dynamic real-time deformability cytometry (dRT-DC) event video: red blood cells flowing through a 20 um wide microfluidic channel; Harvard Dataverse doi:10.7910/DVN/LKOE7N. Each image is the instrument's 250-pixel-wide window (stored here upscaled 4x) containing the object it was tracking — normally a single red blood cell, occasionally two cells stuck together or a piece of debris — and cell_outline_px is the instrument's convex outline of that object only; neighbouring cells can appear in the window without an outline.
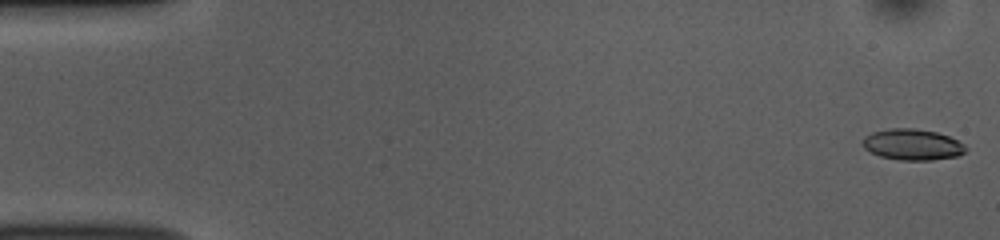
{"species": "common noctule bat (a hibernating species)", "species_latin": "Nyctalus noctula", "temperature_condition": "room temperature", "stored_images_in_passage": 53, "camera_frame_rate_fps": 3000, "um_per_image_px": 0.085, "animal": {"sex": "female", "body_mass_g": 10.0, "forearm_length_mm": 53.1}, "frame": {"image": 1, "passage_image": 1, "time_ms": 0.0, "image_size_px": [1000, 240], "cell_outline_px": [[968, 148], [964, 152], [956, 156], [932, 160], [900, 160], [880, 156], [864, 148], [860, 144], [860, 140], [864, 136], [872, 132], [888, 128], [912, 128], [936, 132], [948, 136], [964, 144]], "centroid_in_image_um": [77.51, 12.28], "position_along_channel_um": 7.5, "area_um2": 18.73}}
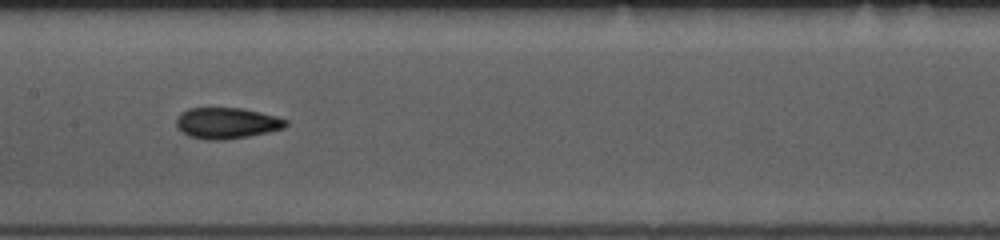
{"frame": {"image": 2, "passage_image": 26, "time_ms": 8.333, "image_size_px": [1000, 240], "cell_outline_px": [[288, 124], [284, 128], [268, 132], [248, 136], [224, 140], [208, 140], [188, 136], [176, 128], [176, 116], [180, 112], [188, 108], [244, 108], [276, 116], [288, 120]], "centroid_in_image_um": [19.24, 10.46], "position_along_channel_um": 188.2, "area_um2": 20.06}}
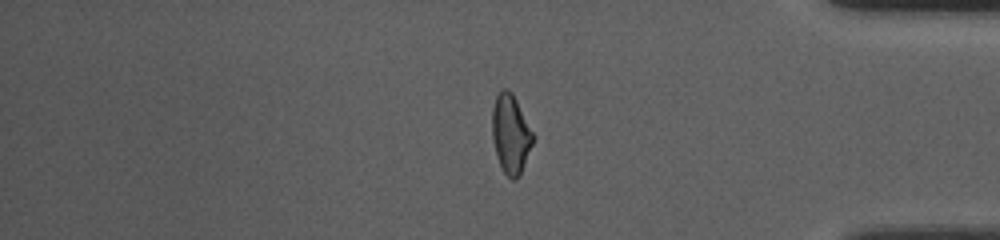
{"frame": {"image": 3, "passage_image": 44, "time_ms": 14.333, "image_size_px": [1000, 240], "cell_outline_px": [[536, 136], [520, 176], [516, 180], [512, 180], [504, 172], [496, 156], [492, 136], [492, 108], [496, 96], [504, 88], [512, 92]], "centroid_in_image_um": [43.43, 11.41], "position_along_channel_um": 391.8, "area_um2": 19.02}, "authors_computed_cell_mechanics": {"area_um2": 19.074, "velocity_mm_per_s": 3.8033, "shape_relaxation_time_tau1_ms": 3.9676, "shape_relaxation_time_tau2_ms": 3.1517, "deformation_change_tau1": 0.1536, "deformation_change_tau2": 0.0969}}